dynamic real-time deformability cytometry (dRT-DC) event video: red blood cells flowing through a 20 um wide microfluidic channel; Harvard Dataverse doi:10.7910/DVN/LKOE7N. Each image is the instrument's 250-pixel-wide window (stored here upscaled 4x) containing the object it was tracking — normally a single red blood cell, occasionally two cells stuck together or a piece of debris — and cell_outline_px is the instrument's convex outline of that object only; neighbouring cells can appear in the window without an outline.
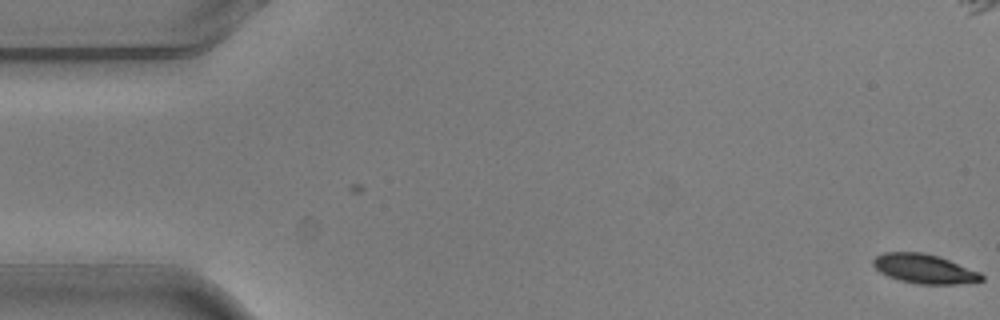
{"species": "common noctule bat (a hibernating species)", "species_latin": "Nyctalus noctula", "temperature_condition": "warm", "stored_images_in_passage": 15, "camera_frame_rate_fps": 3000, "um_per_image_px": 0.085, "animal": {"sex": "male", "body_mass_g": 20.5, "forearm_length_mm": 52.5}, "frame": {"image": 1, "passage_image": 1, "time_ms": 0.0, "image_size_px": [1000, 320], "cell_outline_px": [[984, 280], [956, 284], [920, 284], [900, 280], [888, 276], [880, 272], [872, 264], [872, 260], [876, 256], [884, 252], [924, 252], [940, 256], [980, 272], [984, 276]], "centroid_in_image_um": [78.57, 22.83], "position_along_channel_um": 6.4, "area_um2": 18.55}}
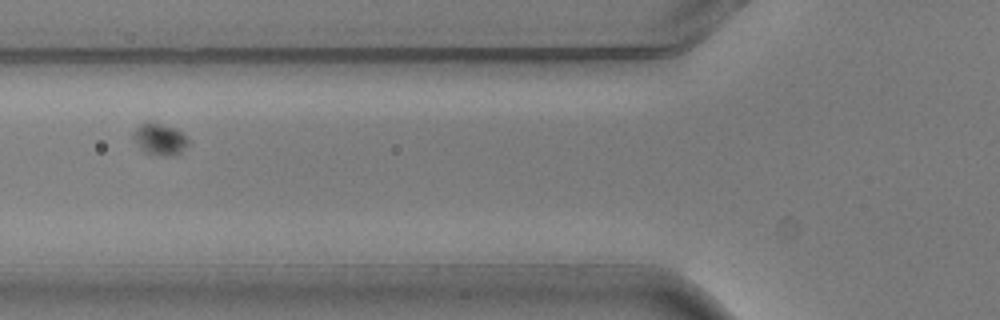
{"frame": {"image": 2, "passage_image": 7, "time_ms": 2.0, "image_size_px": [1000, 320], "cell_outline_px": [[192, 144], [180, 156], [164, 156], [144, 152], [140, 148], [132, 136], [132, 132], [140, 124], [148, 120], [152, 120], [176, 128]], "centroid_in_image_um": [13.63, 11.83], "position_along_channel_um": 112.2, "area_um2": 10.69}}
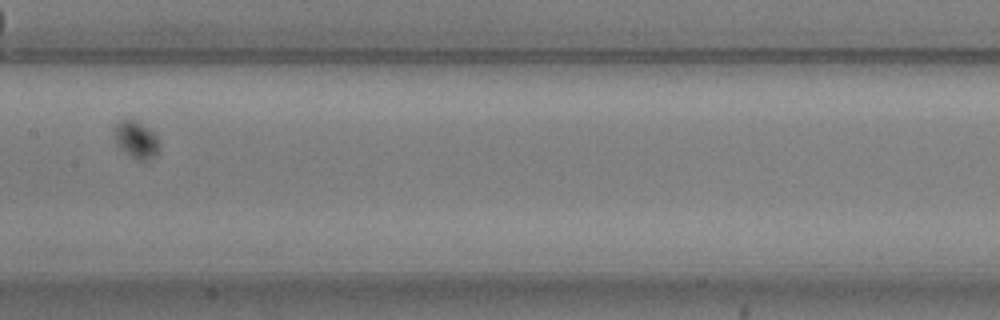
{"frame": {"image": 3, "passage_image": 9, "time_ms": 2.667, "image_size_px": [1000, 320], "cell_outline_px": [[160, 152], [156, 156], [148, 160], [136, 160], [120, 148], [112, 132], [112, 128], [124, 116], [136, 120], [148, 128], [156, 136], [160, 148]], "centroid_in_image_um": [11.56, 11.84], "position_along_channel_um": 195.8, "area_um2": 10.06}}